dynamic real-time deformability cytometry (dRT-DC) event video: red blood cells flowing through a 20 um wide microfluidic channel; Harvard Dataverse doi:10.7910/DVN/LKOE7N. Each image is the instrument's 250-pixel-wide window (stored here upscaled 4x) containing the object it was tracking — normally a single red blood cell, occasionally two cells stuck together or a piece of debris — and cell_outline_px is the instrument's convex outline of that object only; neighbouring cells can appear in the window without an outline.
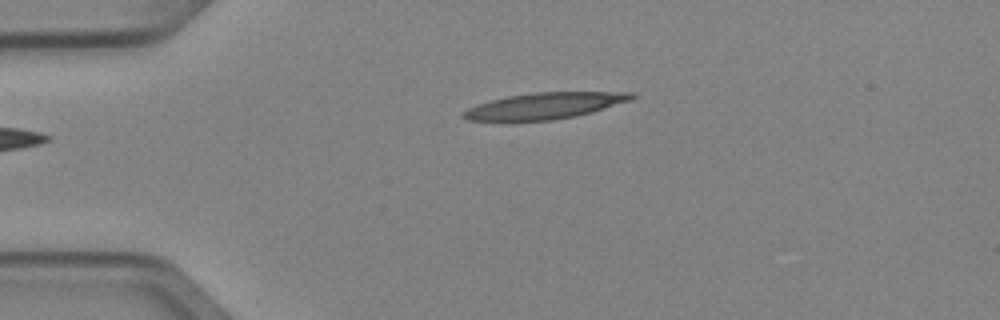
{"species": "Egyptian fruit bat (a non-hibernating species)", "species_latin": "Rousettus aegyptiacus", "temperature_condition": "cold", "stored_images_in_passage": 4, "camera_frame_rate_fps": 3000, "um_per_image_px": 0.085, "animal": {"sex": "female"}, "frame": {"image": 1, "passage_image": 4, "time_ms": 1.0, "image_size_px": [1000, 320], "cell_outline_px": [[636, 96], [632, 100], [592, 112], [576, 116], [552, 120], [468, 120], [460, 116], [468, 108], [476, 104], [508, 96], [532, 92], [636, 92]], "centroid_in_image_um": [46.35, 8.98], "position_along_channel_um": 38.6, "area_um2": 25.61}}